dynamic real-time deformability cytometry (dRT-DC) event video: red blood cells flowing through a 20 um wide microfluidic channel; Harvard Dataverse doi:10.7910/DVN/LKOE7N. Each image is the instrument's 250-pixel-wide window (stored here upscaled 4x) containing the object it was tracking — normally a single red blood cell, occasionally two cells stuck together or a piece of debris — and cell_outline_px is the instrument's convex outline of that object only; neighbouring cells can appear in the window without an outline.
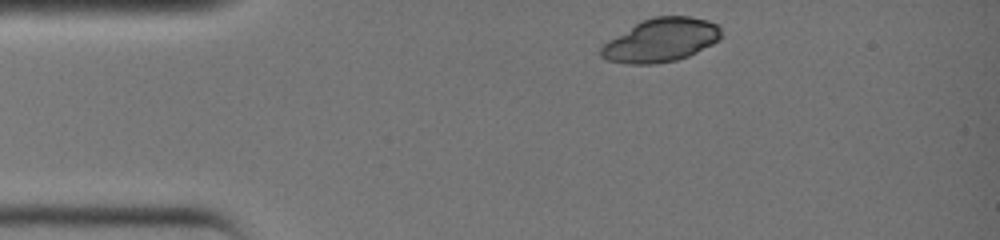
{"species": "common noctule bat (a hibernating species)", "species_latin": "Nyctalus noctula", "temperature_condition": "warm", "stored_images_in_passage": 27, "camera_frame_rate_fps": 3000, "um_per_image_px": 0.085, "animal": {"sex": "female", "body_mass_g": 19.0, "forearm_length_mm": 51.5}, "frame": {"image": 1, "passage_image": 1, "time_ms": 0.0, "image_size_px": [1000, 240], "cell_outline_px": [[724, 36], [720, 40], [688, 56], [676, 60], [656, 64], [624, 64], [608, 60], [600, 56], [600, 48], [608, 40], [636, 24], [644, 20], [656, 16], [688, 16], [708, 20], [716, 24], [720, 28]], "centroid_in_image_um": [56.21, 3.42], "position_along_channel_um": 28.8, "area_um2": 30.4}}